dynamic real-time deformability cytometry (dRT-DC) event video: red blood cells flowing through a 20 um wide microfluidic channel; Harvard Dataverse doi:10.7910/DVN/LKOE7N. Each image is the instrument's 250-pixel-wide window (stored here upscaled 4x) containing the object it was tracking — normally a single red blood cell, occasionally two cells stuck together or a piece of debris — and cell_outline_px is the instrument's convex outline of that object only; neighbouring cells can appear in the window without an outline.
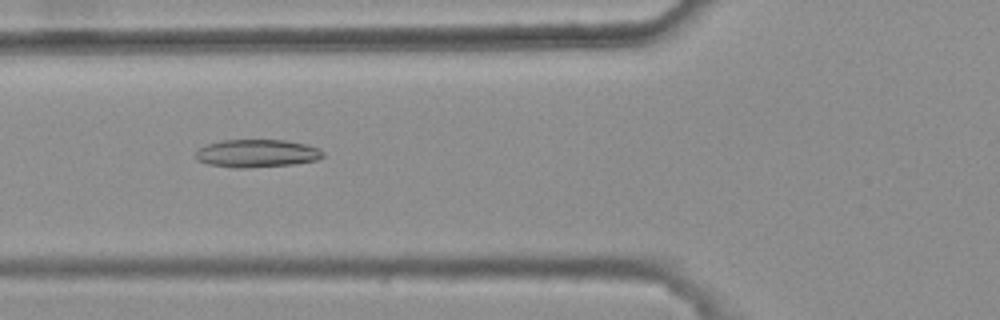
{"species": "common noctule bat (a hibernating species)", "species_latin": "Nyctalus noctula", "temperature_condition": "warm", "stored_images_in_passage": 7, "camera_frame_rate_fps": 3000, "um_per_image_px": 0.085, "animal": {"sex": "female", "body_mass_g": 25.1}, "frame": {"image": 1, "passage_image": 6, "time_ms": 1.667, "image_size_px": [1000, 320], "cell_outline_px": [[324, 156], [316, 160], [292, 164], [248, 168], [236, 168], [208, 164], [196, 160], [196, 148], [204, 144], [224, 140], [284, 140], [308, 144], [320, 148], [324, 152]], "centroid_in_image_um": [21.81, 13.03], "position_along_channel_um": 104.0, "area_um2": 20.92}}
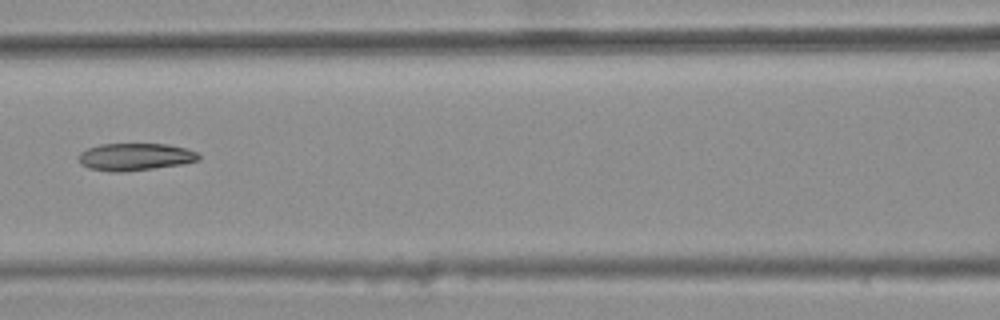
{"frame": {"image": 2, "passage_image": 7, "time_ms": 2.0, "image_size_px": [1000, 320], "cell_outline_px": [[200, 160], [180, 164], [152, 168], [120, 172], [112, 172], [88, 168], [80, 164], [76, 156], [80, 152], [88, 148], [100, 144], [168, 144], [188, 148], [196, 152], [200, 156]], "centroid_in_image_um": [11.45, 13.32], "position_along_channel_um": 155.2, "area_um2": 19.19}}